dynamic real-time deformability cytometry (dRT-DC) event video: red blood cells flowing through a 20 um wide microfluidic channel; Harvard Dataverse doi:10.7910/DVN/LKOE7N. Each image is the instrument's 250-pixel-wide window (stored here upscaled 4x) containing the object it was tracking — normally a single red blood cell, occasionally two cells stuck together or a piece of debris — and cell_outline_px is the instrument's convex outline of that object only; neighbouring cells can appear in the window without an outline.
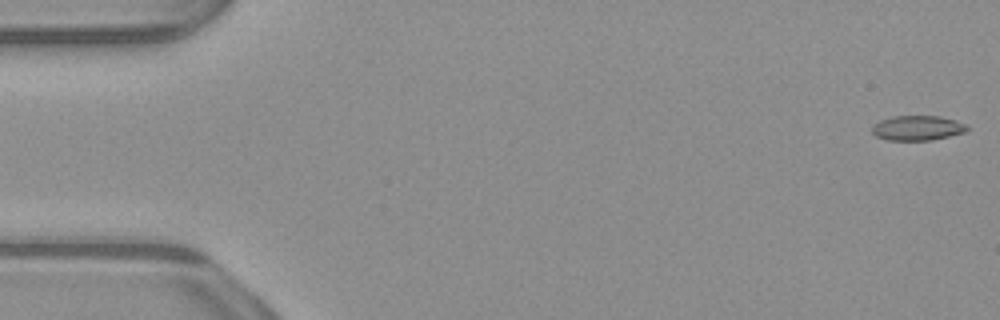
{"species": "common noctule bat (a hibernating species)", "species_latin": "Nyctalus noctula", "temperature_condition": "warm", "stored_images_in_passage": 53, "camera_frame_rate_fps": 3000, "um_per_image_px": 0.085, "animal": {"sex": "male", "body_mass_g": 23.1, "forearm_length_mm": 52.7}, "frame": {"image": 1, "passage_image": 1, "time_ms": 0.0, "image_size_px": [1000, 320], "cell_outline_px": [[968, 132], [932, 140], [888, 140], [876, 136], [872, 132], [872, 124], [880, 120], [892, 116], [940, 116], [956, 120], [964, 124], [968, 128]], "centroid_in_image_um": [77.98, 10.88], "position_along_channel_um": 7.0, "area_um2": 13.87}}
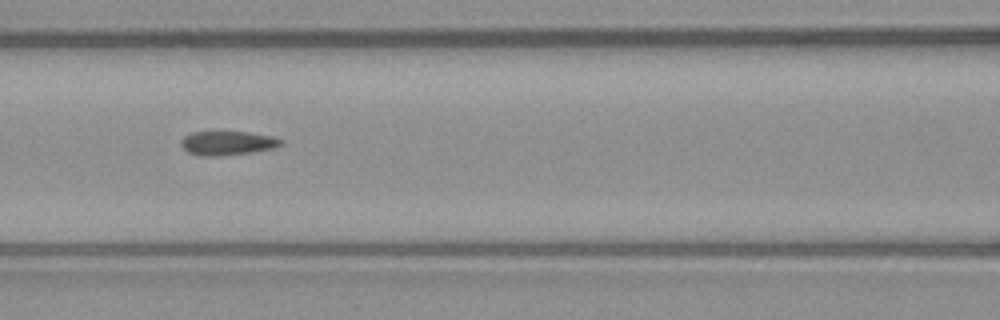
{"frame": {"image": 2, "passage_image": 23, "time_ms": 7.333, "image_size_px": [1000, 320], "cell_outline_px": [[280, 144], [272, 148], [252, 152], [220, 156], [200, 156], [188, 152], [180, 144], [180, 140], [184, 136], [192, 132], [244, 132], [272, 136], [280, 140]], "centroid_in_image_um": [19.25, 12.17], "position_along_channel_um": 147.3, "area_um2": 13.76}}
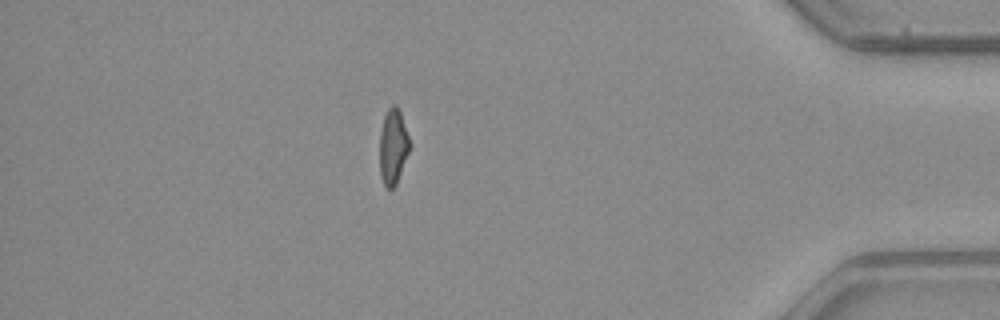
{"frame": {"image": 3, "passage_image": 46, "time_ms": 15.0, "image_size_px": [1000, 320], "cell_outline_px": [[412, 144], [396, 184], [392, 188], [388, 188], [384, 184], [380, 176], [380, 132], [384, 116], [388, 108], [392, 104], [396, 104], [400, 112]], "centroid_in_image_um": [33.42, 12.43], "position_along_channel_um": 401.8, "area_um2": 13.24}, "authors_computed_cell_mechanics": {"area_um2": 14.1032, "velocity_mm_per_s": 3.9289, "shape_relaxation_time_tau1_ms": null, "shape_relaxation_time_tau2_ms": 3.1155, "deformation_change_tau1": null, "deformation_change_tau2": 0.0876}}